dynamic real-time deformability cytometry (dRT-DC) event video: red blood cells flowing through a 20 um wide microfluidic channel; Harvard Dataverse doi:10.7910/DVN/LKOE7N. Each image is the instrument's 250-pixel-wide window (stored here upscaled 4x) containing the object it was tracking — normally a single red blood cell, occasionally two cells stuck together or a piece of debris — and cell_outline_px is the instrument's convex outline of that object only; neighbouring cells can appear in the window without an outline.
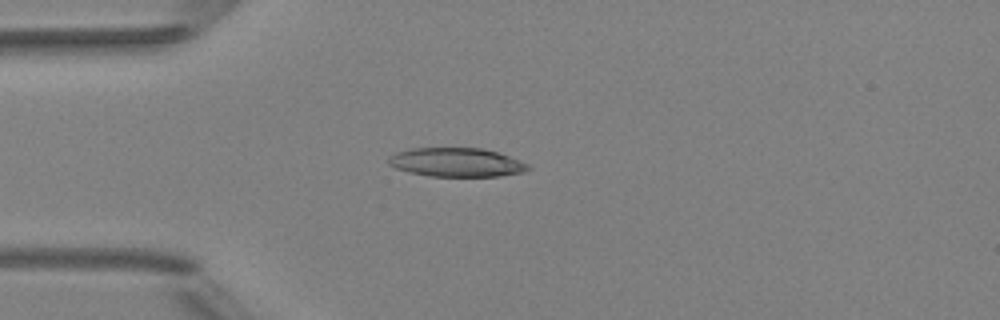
{"species": "Egyptian fruit bat (a non-hibernating species)", "species_latin": "Rousettus aegyptiacus", "temperature_condition": "room temperature", "stored_images_in_passage": 5, "camera_frame_rate_fps": 3000, "um_per_image_px": 0.085, "animal": {"sex": "female"}, "frame": {"image": 1, "passage_image": 4, "time_ms": 3.667, "image_size_px": [1000, 320], "cell_outline_px": [[532, 168], [524, 172], [500, 176], [432, 176], [412, 172], [396, 168], [388, 164], [388, 156], [396, 152], [412, 148], [484, 148], [508, 156], [528, 164]], "centroid_in_image_um": [38.8, 13.79], "position_along_channel_um": 46.2, "area_um2": 23.35}}